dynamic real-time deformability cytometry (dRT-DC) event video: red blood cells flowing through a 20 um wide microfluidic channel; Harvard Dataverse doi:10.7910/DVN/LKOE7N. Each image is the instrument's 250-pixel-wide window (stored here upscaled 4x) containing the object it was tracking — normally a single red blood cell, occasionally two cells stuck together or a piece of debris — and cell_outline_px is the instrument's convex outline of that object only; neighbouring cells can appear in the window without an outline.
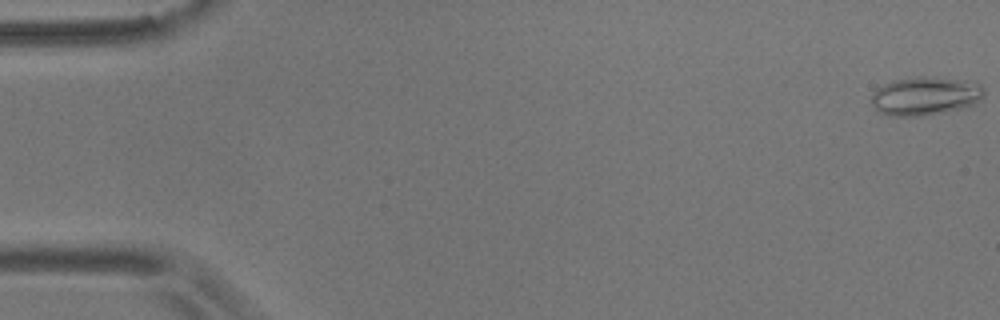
{"species": "common noctule bat (a hibernating species)", "species_latin": "Nyctalus noctula", "temperature_condition": "room temperature", "stored_images_in_passage": 55, "camera_frame_rate_fps": 3000, "um_per_image_px": 0.085, "animal": {"sex": "male", "body_mass_g": 17.9}, "frame": {"image": 1, "passage_image": 1, "time_ms": 0.0, "image_size_px": [1000, 320], "cell_outline_px": [[984, 96], [976, 104], [960, 108], [924, 116], [888, 116], [880, 112], [872, 104], [872, 92], [876, 88], [892, 80], [916, 76], [924, 76], [964, 80], [980, 84], [984, 88]], "centroid_in_image_um": [78.64, 8.15], "position_along_channel_um": 6.4, "area_um2": 25.43}}
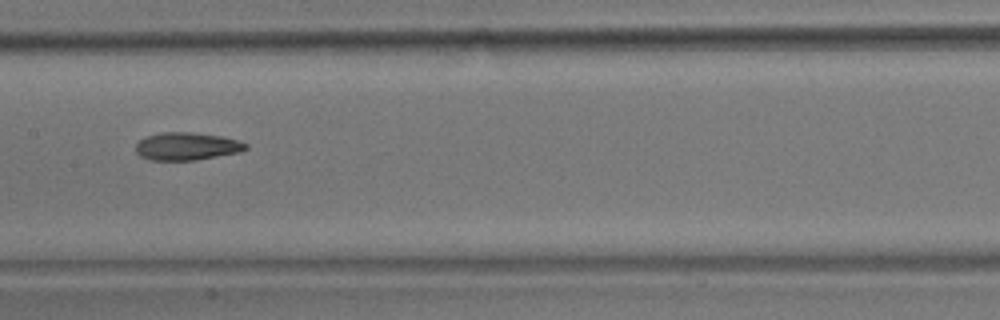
{"frame": {"image": 2, "passage_image": 28, "time_ms": 9.0, "image_size_px": [1000, 320], "cell_outline_px": [[248, 148], [240, 152], [196, 160], [148, 160], [140, 156], [136, 152], [136, 144], [140, 140], [148, 136], [160, 132], [188, 132], [220, 136], [236, 140], [248, 144]], "centroid_in_image_um": [15.86, 12.44], "position_along_channel_um": 191.5, "area_um2": 17.69}}
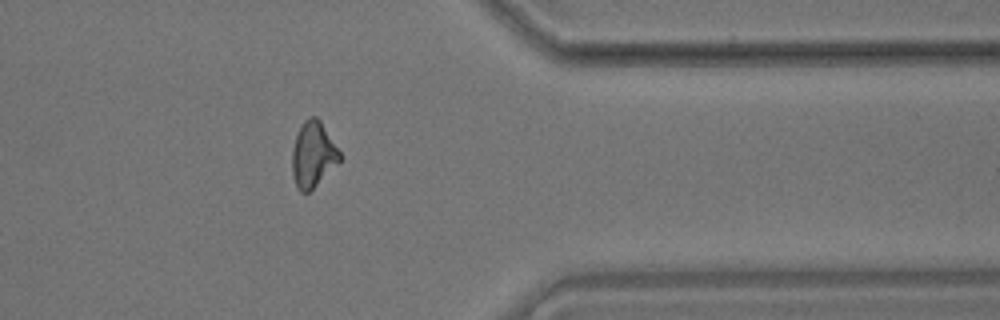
{"frame": {"image": 3, "passage_image": 45, "time_ms": 14.667, "image_size_px": [1000, 320], "cell_outline_px": [[340, 160], [308, 192], [300, 192], [296, 184], [292, 172], [292, 148], [296, 136], [304, 120], [308, 116], [316, 116], [320, 120], [340, 152]], "centroid_in_image_um": [26.58, 13.1], "position_along_channel_um": 384.8, "area_um2": 17.69}, "authors_computed_cell_mechanics": {"area_um2": 18.0914, "velocity_mm_per_s": 3.6501, "shape_relaxation_time_tau1_ms": 10.0417, "shape_relaxation_time_tau2_ms": 3.5958, "deformation_change_tau1": 0.2476, "deformation_change_tau2": 0.1134}}